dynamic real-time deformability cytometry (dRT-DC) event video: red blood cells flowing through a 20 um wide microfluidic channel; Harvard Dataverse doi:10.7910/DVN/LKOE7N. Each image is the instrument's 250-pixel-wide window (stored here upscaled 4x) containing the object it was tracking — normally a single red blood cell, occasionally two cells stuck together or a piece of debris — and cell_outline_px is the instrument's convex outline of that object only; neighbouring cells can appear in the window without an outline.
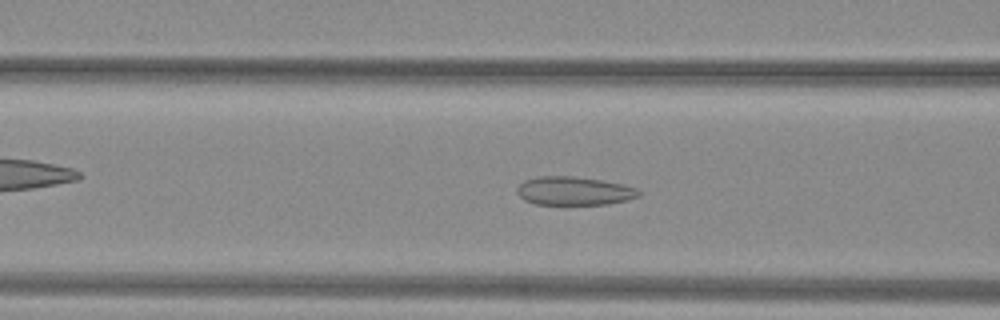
{"species": "common noctule bat (a hibernating species)", "species_latin": "Nyctalus noctula", "temperature_condition": "warm", "stored_images_in_passage": 51, "camera_frame_rate_fps": 3000, "um_per_image_px": 0.085, "animal": {"sex": "female", "body_mass_g": 29.2, "forearm_length_mm": 56.3}, "frame": {"image": 1, "passage_image": 21, "time_ms": 6.667, "image_size_px": [1000, 320], "cell_outline_px": [[640, 196], [628, 200], [608, 204], [536, 204], [524, 200], [516, 192], [516, 188], [524, 180], [540, 176], [572, 176], [600, 180], [624, 184], [636, 188], [640, 192]], "centroid_in_image_um": [48.8, 16.23], "position_along_channel_um": 117.8, "area_um2": 20.23}}
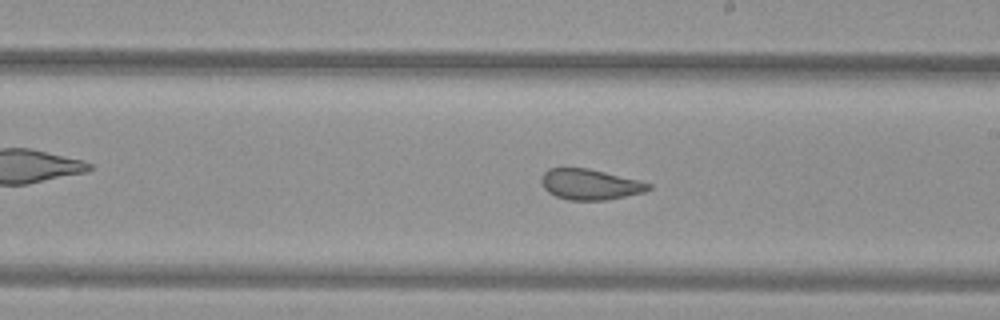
{"frame": {"image": 2, "passage_image": 30, "time_ms": 9.667, "image_size_px": [1000, 320], "cell_outline_px": [[652, 188], [644, 192], [604, 200], [568, 200], [556, 196], [548, 192], [544, 188], [540, 180], [544, 172], [548, 168], [588, 168], [640, 180], [652, 184]], "centroid_in_image_um": [50.15, 15.67], "position_along_channel_um": 238.8, "area_um2": 19.13}}
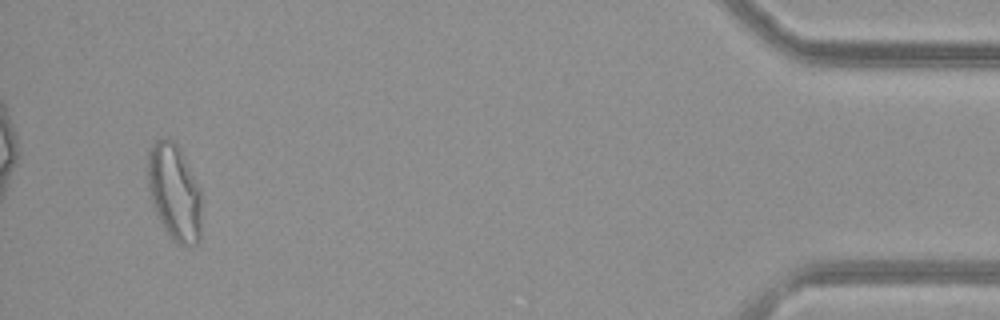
{"frame": {"image": 3, "passage_image": 49, "time_ms": 16.0, "image_size_px": [1000, 320], "cell_outline_px": [[200, 240], [196, 244], [180, 244], [172, 240], [168, 236], [152, 204], [148, 188], [148, 148], [156, 140], [172, 140], [180, 148], [200, 188]], "centroid_in_image_um": [14.81, 16.33], "position_along_channel_um": 420.4, "area_um2": 30.06}, "authors_computed_cell_mechanics": {"area_um2": 24.2182, "velocity_mm_per_s": 4.0367, "shape_relaxation_time_tau1_ms": null, "shape_relaxation_time_tau2_ms": 1.0812, "deformation_change_tau1": null, "deformation_change_tau2": 0.0766}}